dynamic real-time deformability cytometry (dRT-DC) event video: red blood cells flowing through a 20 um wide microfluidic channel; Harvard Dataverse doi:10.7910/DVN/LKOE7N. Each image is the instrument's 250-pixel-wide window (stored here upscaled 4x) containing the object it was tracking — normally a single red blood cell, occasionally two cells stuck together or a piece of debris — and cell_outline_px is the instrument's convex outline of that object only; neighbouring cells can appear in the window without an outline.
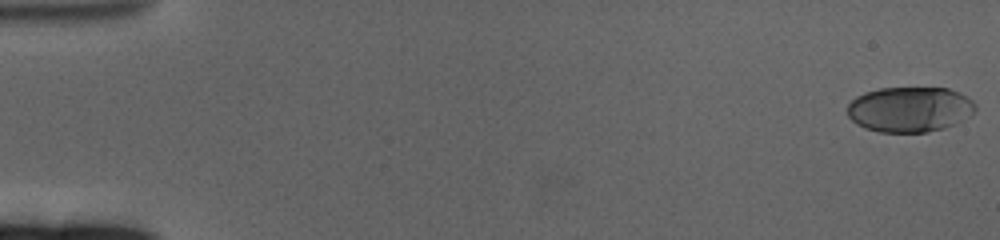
{"species": "human", "species_latin": "Homo sapiens", "temperature_condition": "cold", "stored_images_in_passage": 63, "camera_frame_rate_fps": 3000, "um_per_image_px": 0.085, "donor": {"sex": "female"}, "frame": {"image": 1, "passage_image": 1, "time_ms": 0.0, "image_size_px": [1000, 240], "cell_outline_px": [[976, 112], [956, 124], [944, 128], [924, 132], [880, 132], [864, 128], [856, 124], [848, 116], [848, 104], [856, 96], [864, 92], [880, 88], [948, 88], [960, 92], [968, 96], [976, 104]], "centroid_in_image_um": [77.35, 9.29], "position_along_channel_um": 7.6, "area_um2": 34.1}}
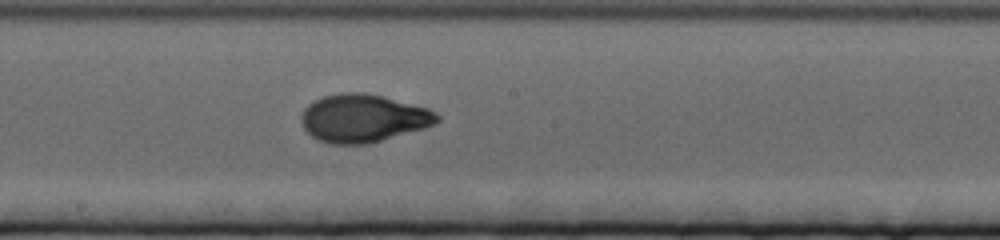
{"frame": {"image": 2, "passage_image": 35, "time_ms": 11.333, "image_size_px": [1000, 240], "cell_outline_px": [[440, 120], [424, 128], [368, 144], [328, 144], [312, 136], [304, 128], [300, 120], [300, 116], [304, 108], [308, 104], [324, 96], [344, 92], [364, 92], [384, 96], [428, 108], [436, 112], [440, 116]], "centroid_in_image_um": [30.86, 10.04], "position_along_channel_um": 217.3, "area_um2": 37.97}}
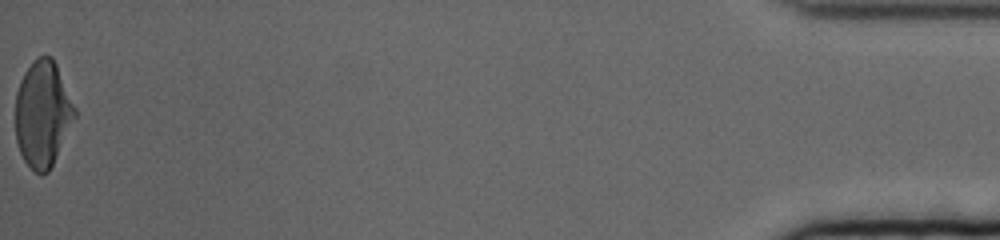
{"frame": {"image": 3, "passage_image": 63, "time_ms": 20.667, "image_size_px": [1000, 240], "cell_outline_px": [[76, 116], [48, 172], [40, 176], [24, 160], [20, 152], [16, 140], [16, 92], [20, 80], [24, 72], [40, 56], [52, 56], [56, 64], [76, 108]], "centroid_in_image_um": [3.63, 9.68], "position_along_channel_um": 431.6, "area_um2": 36.24}, "authors_computed_cell_mechanics": {"area_um2": 36.125, "velocity_mm_per_s": 3.2789, "shape_relaxation_time_tau1_ms": 4.3583, "shape_relaxation_time_tau2_ms": 1.0756, "deformation_change_tau1": 0.1933, "deformation_change_tau2": 0.0531}}